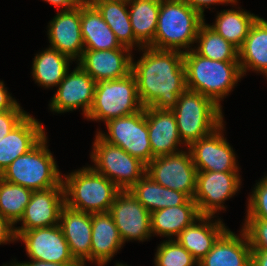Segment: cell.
Returning <instances> with one entry per match:
<instances>
[{
	"label": "cell",
	"mask_w": 267,
	"mask_h": 266,
	"mask_svg": "<svg viewBox=\"0 0 267 266\" xmlns=\"http://www.w3.org/2000/svg\"><path fill=\"white\" fill-rule=\"evenodd\" d=\"M243 225L251 249L267 251V220L245 219Z\"/></svg>",
	"instance_id": "obj_37"
},
{
	"label": "cell",
	"mask_w": 267,
	"mask_h": 266,
	"mask_svg": "<svg viewBox=\"0 0 267 266\" xmlns=\"http://www.w3.org/2000/svg\"><path fill=\"white\" fill-rule=\"evenodd\" d=\"M50 47L77 61L84 52L81 33V5L71 10H60L48 25Z\"/></svg>",
	"instance_id": "obj_18"
},
{
	"label": "cell",
	"mask_w": 267,
	"mask_h": 266,
	"mask_svg": "<svg viewBox=\"0 0 267 266\" xmlns=\"http://www.w3.org/2000/svg\"><path fill=\"white\" fill-rule=\"evenodd\" d=\"M240 185L239 171H197L193 200L197 204L199 213L214 216L217 211L224 210V201L234 196L239 191Z\"/></svg>",
	"instance_id": "obj_11"
},
{
	"label": "cell",
	"mask_w": 267,
	"mask_h": 266,
	"mask_svg": "<svg viewBox=\"0 0 267 266\" xmlns=\"http://www.w3.org/2000/svg\"><path fill=\"white\" fill-rule=\"evenodd\" d=\"M15 226L0 214V245L16 241Z\"/></svg>",
	"instance_id": "obj_39"
},
{
	"label": "cell",
	"mask_w": 267,
	"mask_h": 266,
	"mask_svg": "<svg viewBox=\"0 0 267 266\" xmlns=\"http://www.w3.org/2000/svg\"><path fill=\"white\" fill-rule=\"evenodd\" d=\"M140 50H144L140 60L134 62L132 57L131 73L141 104L144 108L173 109L187 90L183 52L150 46Z\"/></svg>",
	"instance_id": "obj_1"
},
{
	"label": "cell",
	"mask_w": 267,
	"mask_h": 266,
	"mask_svg": "<svg viewBox=\"0 0 267 266\" xmlns=\"http://www.w3.org/2000/svg\"><path fill=\"white\" fill-rule=\"evenodd\" d=\"M51 5L61 7V10H71L83 3L82 0H44Z\"/></svg>",
	"instance_id": "obj_43"
},
{
	"label": "cell",
	"mask_w": 267,
	"mask_h": 266,
	"mask_svg": "<svg viewBox=\"0 0 267 266\" xmlns=\"http://www.w3.org/2000/svg\"><path fill=\"white\" fill-rule=\"evenodd\" d=\"M123 242L109 212L92 213L91 262L105 266Z\"/></svg>",
	"instance_id": "obj_24"
},
{
	"label": "cell",
	"mask_w": 267,
	"mask_h": 266,
	"mask_svg": "<svg viewBox=\"0 0 267 266\" xmlns=\"http://www.w3.org/2000/svg\"><path fill=\"white\" fill-rule=\"evenodd\" d=\"M16 240L25 244L28 257L55 263H78L72 256L60 225L15 231Z\"/></svg>",
	"instance_id": "obj_13"
},
{
	"label": "cell",
	"mask_w": 267,
	"mask_h": 266,
	"mask_svg": "<svg viewBox=\"0 0 267 266\" xmlns=\"http://www.w3.org/2000/svg\"><path fill=\"white\" fill-rule=\"evenodd\" d=\"M49 104L53 112L64 113L81 107L84 117L87 116L94 102L96 81L90 77L78 64L57 86Z\"/></svg>",
	"instance_id": "obj_14"
},
{
	"label": "cell",
	"mask_w": 267,
	"mask_h": 266,
	"mask_svg": "<svg viewBox=\"0 0 267 266\" xmlns=\"http://www.w3.org/2000/svg\"><path fill=\"white\" fill-rule=\"evenodd\" d=\"M62 182L65 205L89 213L109 212L116 195L121 191L91 166L65 175Z\"/></svg>",
	"instance_id": "obj_4"
},
{
	"label": "cell",
	"mask_w": 267,
	"mask_h": 266,
	"mask_svg": "<svg viewBox=\"0 0 267 266\" xmlns=\"http://www.w3.org/2000/svg\"><path fill=\"white\" fill-rule=\"evenodd\" d=\"M193 49L201 56L216 61H238V49L205 22L200 26Z\"/></svg>",
	"instance_id": "obj_33"
},
{
	"label": "cell",
	"mask_w": 267,
	"mask_h": 266,
	"mask_svg": "<svg viewBox=\"0 0 267 266\" xmlns=\"http://www.w3.org/2000/svg\"><path fill=\"white\" fill-rule=\"evenodd\" d=\"M204 18L183 0H161L154 41L149 46L188 52L196 43L199 28L205 22Z\"/></svg>",
	"instance_id": "obj_3"
},
{
	"label": "cell",
	"mask_w": 267,
	"mask_h": 266,
	"mask_svg": "<svg viewBox=\"0 0 267 266\" xmlns=\"http://www.w3.org/2000/svg\"><path fill=\"white\" fill-rule=\"evenodd\" d=\"M33 191L0 178V214L13 225L22 218Z\"/></svg>",
	"instance_id": "obj_34"
},
{
	"label": "cell",
	"mask_w": 267,
	"mask_h": 266,
	"mask_svg": "<svg viewBox=\"0 0 267 266\" xmlns=\"http://www.w3.org/2000/svg\"><path fill=\"white\" fill-rule=\"evenodd\" d=\"M92 168L107 177L121 191L129 190L146 174V164L122 148L103 140L98 134L93 143Z\"/></svg>",
	"instance_id": "obj_8"
},
{
	"label": "cell",
	"mask_w": 267,
	"mask_h": 266,
	"mask_svg": "<svg viewBox=\"0 0 267 266\" xmlns=\"http://www.w3.org/2000/svg\"><path fill=\"white\" fill-rule=\"evenodd\" d=\"M78 65L96 82L116 80L131 73V50L121 46L110 50H84Z\"/></svg>",
	"instance_id": "obj_17"
},
{
	"label": "cell",
	"mask_w": 267,
	"mask_h": 266,
	"mask_svg": "<svg viewBox=\"0 0 267 266\" xmlns=\"http://www.w3.org/2000/svg\"><path fill=\"white\" fill-rule=\"evenodd\" d=\"M89 2L101 14L121 46L129 48L131 51L136 45L139 47L138 49L144 47L133 33L129 10H127L128 0H90Z\"/></svg>",
	"instance_id": "obj_28"
},
{
	"label": "cell",
	"mask_w": 267,
	"mask_h": 266,
	"mask_svg": "<svg viewBox=\"0 0 267 266\" xmlns=\"http://www.w3.org/2000/svg\"><path fill=\"white\" fill-rule=\"evenodd\" d=\"M251 266H267V251L252 250Z\"/></svg>",
	"instance_id": "obj_44"
},
{
	"label": "cell",
	"mask_w": 267,
	"mask_h": 266,
	"mask_svg": "<svg viewBox=\"0 0 267 266\" xmlns=\"http://www.w3.org/2000/svg\"><path fill=\"white\" fill-rule=\"evenodd\" d=\"M57 167L45 136L28 153L17 157L5 168L0 178L32 191L43 190L63 186L64 176H61Z\"/></svg>",
	"instance_id": "obj_5"
},
{
	"label": "cell",
	"mask_w": 267,
	"mask_h": 266,
	"mask_svg": "<svg viewBox=\"0 0 267 266\" xmlns=\"http://www.w3.org/2000/svg\"><path fill=\"white\" fill-rule=\"evenodd\" d=\"M146 174L161 186L183 192L191 199L195 196L197 169L189 150L153 158L146 165Z\"/></svg>",
	"instance_id": "obj_10"
},
{
	"label": "cell",
	"mask_w": 267,
	"mask_h": 266,
	"mask_svg": "<svg viewBox=\"0 0 267 266\" xmlns=\"http://www.w3.org/2000/svg\"><path fill=\"white\" fill-rule=\"evenodd\" d=\"M59 225L72 256L81 266H86V261L91 262L92 213L64 205Z\"/></svg>",
	"instance_id": "obj_19"
},
{
	"label": "cell",
	"mask_w": 267,
	"mask_h": 266,
	"mask_svg": "<svg viewBox=\"0 0 267 266\" xmlns=\"http://www.w3.org/2000/svg\"><path fill=\"white\" fill-rule=\"evenodd\" d=\"M186 2L190 7L198 11L203 17L204 15V8H210L212 4H229L236 5L238 2L237 0H183Z\"/></svg>",
	"instance_id": "obj_40"
},
{
	"label": "cell",
	"mask_w": 267,
	"mask_h": 266,
	"mask_svg": "<svg viewBox=\"0 0 267 266\" xmlns=\"http://www.w3.org/2000/svg\"><path fill=\"white\" fill-rule=\"evenodd\" d=\"M223 128L224 123L210 135L191 143L186 149L189 150L197 171H239L236 154L224 137Z\"/></svg>",
	"instance_id": "obj_15"
},
{
	"label": "cell",
	"mask_w": 267,
	"mask_h": 266,
	"mask_svg": "<svg viewBox=\"0 0 267 266\" xmlns=\"http://www.w3.org/2000/svg\"><path fill=\"white\" fill-rule=\"evenodd\" d=\"M65 205L64 186L33 191L15 231H26L59 224L60 212Z\"/></svg>",
	"instance_id": "obj_16"
},
{
	"label": "cell",
	"mask_w": 267,
	"mask_h": 266,
	"mask_svg": "<svg viewBox=\"0 0 267 266\" xmlns=\"http://www.w3.org/2000/svg\"><path fill=\"white\" fill-rule=\"evenodd\" d=\"M171 110L176 118L179 136L187 147L213 133L224 122L221 107L209 97L190 90L179 96Z\"/></svg>",
	"instance_id": "obj_6"
},
{
	"label": "cell",
	"mask_w": 267,
	"mask_h": 266,
	"mask_svg": "<svg viewBox=\"0 0 267 266\" xmlns=\"http://www.w3.org/2000/svg\"><path fill=\"white\" fill-rule=\"evenodd\" d=\"M109 213L119 230L123 244L126 241H145L152 236L151 213L134 197L129 190L120 191Z\"/></svg>",
	"instance_id": "obj_12"
},
{
	"label": "cell",
	"mask_w": 267,
	"mask_h": 266,
	"mask_svg": "<svg viewBox=\"0 0 267 266\" xmlns=\"http://www.w3.org/2000/svg\"><path fill=\"white\" fill-rule=\"evenodd\" d=\"M217 14L215 23L208 26L237 49L242 46L250 27L259 17L243 9H228Z\"/></svg>",
	"instance_id": "obj_32"
},
{
	"label": "cell",
	"mask_w": 267,
	"mask_h": 266,
	"mask_svg": "<svg viewBox=\"0 0 267 266\" xmlns=\"http://www.w3.org/2000/svg\"><path fill=\"white\" fill-rule=\"evenodd\" d=\"M145 115L152 156L155 158L181 151L178 146L184 143L179 136L173 111L145 107Z\"/></svg>",
	"instance_id": "obj_20"
},
{
	"label": "cell",
	"mask_w": 267,
	"mask_h": 266,
	"mask_svg": "<svg viewBox=\"0 0 267 266\" xmlns=\"http://www.w3.org/2000/svg\"><path fill=\"white\" fill-rule=\"evenodd\" d=\"M201 216L196 202L190 199L186 204L151 212V232L172 240Z\"/></svg>",
	"instance_id": "obj_25"
},
{
	"label": "cell",
	"mask_w": 267,
	"mask_h": 266,
	"mask_svg": "<svg viewBox=\"0 0 267 266\" xmlns=\"http://www.w3.org/2000/svg\"><path fill=\"white\" fill-rule=\"evenodd\" d=\"M238 61L243 76L252 69L267 77V20L258 17L252 24L238 49Z\"/></svg>",
	"instance_id": "obj_26"
},
{
	"label": "cell",
	"mask_w": 267,
	"mask_h": 266,
	"mask_svg": "<svg viewBox=\"0 0 267 266\" xmlns=\"http://www.w3.org/2000/svg\"><path fill=\"white\" fill-rule=\"evenodd\" d=\"M104 124L108 133L96 132L103 140L122 148L146 165L154 158L148 138L145 108L128 116L113 118Z\"/></svg>",
	"instance_id": "obj_9"
},
{
	"label": "cell",
	"mask_w": 267,
	"mask_h": 266,
	"mask_svg": "<svg viewBox=\"0 0 267 266\" xmlns=\"http://www.w3.org/2000/svg\"><path fill=\"white\" fill-rule=\"evenodd\" d=\"M45 136L42 123L28 114L0 140V174L17 157L34 148Z\"/></svg>",
	"instance_id": "obj_21"
},
{
	"label": "cell",
	"mask_w": 267,
	"mask_h": 266,
	"mask_svg": "<svg viewBox=\"0 0 267 266\" xmlns=\"http://www.w3.org/2000/svg\"><path fill=\"white\" fill-rule=\"evenodd\" d=\"M137 84L132 73L116 80L96 82L94 102L86 118L105 123L142 110Z\"/></svg>",
	"instance_id": "obj_7"
},
{
	"label": "cell",
	"mask_w": 267,
	"mask_h": 266,
	"mask_svg": "<svg viewBox=\"0 0 267 266\" xmlns=\"http://www.w3.org/2000/svg\"><path fill=\"white\" fill-rule=\"evenodd\" d=\"M81 33L84 50H110L121 47L109 25L90 2L81 4Z\"/></svg>",
	"instance_id": "obj_27"
},
{
	"label": "cell",
	"mask_w": 267,
	"mask_h": 266,
	"mask_svg": "<svg viewBox=\"0 0 267 266\" xmlns=\"http://www.w3.org/2000/svg\"><path fill=\"white\" fill-rule=\"evenodd\" d=\"M17 104L18 102L12 98L4 86V82L0 81V112L12 110Z\"/></svg>",
	"instance_id": "obj_41"
},
{
	"label": "cell",
	"mask_w": 267,
	"mask_h": 266,
	"mask_svg": "<svg viewBox=\"0 0 267 266\" xmlns=\"http://www.w3.org/2000/svg\"><path fill=\"white\" fill-rule=\"evenodd\" d=\"M214 217L216 216L202 215L178 234L175 239L192 254L197 262L212 249L219 237L227 230L221 219L212 222L211 219Z\"/></svg>",
	"instance_id": "obj_23"
},
{
	"label": "cell",
	"mask_w": 267,
	"mask_h": 266,
	"mask_svg": "<svg viewBox=\"0 0 267 266\" xmlns=\"http://www.w3.org/2000/svg\"><path fill=\"white\" fill-rule=\"evenodd\" d=\"M187 90L212 99L219 107L238 80L243 77L239 61H216L199 55L194 49L183 52Z\"/></svg>",
	"instance_id": "obj_2"
},
{
	"label": "cell",
	"mask_w": 267,
	"mask_h": 266,
	"mask_svg": "<svg viewBox=\"0 0 267 266\" xmlns=\"http://www.w3.org/2000/svg\"><path fill=\"white\" fill-rule=\"evenodd\" d=\"M246 211L245 219L267 220V175L256 183Z\"/></svg>",
	"instance_id": "obj_36"
},
{
	"label": "cell",
	"mask_w": 267,
	"mask_h": 266,
	"mask_svg": "<svg viewBox=\"0 0 267 266\" xmlns=\"http://www.w3.org/2000/svg\"><path fill=\"white\" fill-rule=\"evenodd\" d=\"M155 266H195L198 262L175 238L159 244L154 259Z\"/></svg>",
	"instance_id": "obj_35"
},
{
	"label": "cell",
	"mask_w": 267,
	"mask_h": 266,
	"mask_svg": "<svg viewBox=\"0 0 267 266\" xmlns=\"http://www.w3.org/2000/svg\"><path fill=\"white\" fill-rule=\"evenodd\" d=\"M14 263V264H13ZM11 265L3 266H81L79 263H55V262H45L40 260H30V262H13Z\"/></svg>",
	"instance_id": "obj_42"
},
{
	"label": "cell",
	"mask_w": 267,
	"mask_h": 266,
	"mask_svg": "<svg viewBox=\"0 0 267 266\" xmlns=\"http://www.w3.org/2000/svg\"><path fill=\"white\" fill-rule=\"evenodd\" d=\"M240 235L227 229L197 266H251L248 237L243 229Z\"/></svg>",
	"instance_id": "obj_22"
},
{
	"label": "cell",
	"mask_w": 267,
	"mask_h": 266,
	"mask_svg": "<svg viewBox=\"0 0 267 266\" xmlns=\"http://www.w3.org/2000/svg\"><path fill=\"white\" fill-rule=\"evenodd\" d=\"M129 191L150 213L186 204L191 199L183 192L161 186L147 174L140 178Z\"/></svg>",
	"instance_id": "obj_29"
},
{
	"label": "cell",
	"mask_w": 267,
	"mask_h": 266,
	"mask_svg": "<svg viewBox=\"0 0 267 266\" xmlns=\"http://www.w3.org/2000/svg\"><path fill=\"white\" fill-rule=\"evenodd\" d=\"M71 61L68 56L49 47L34 57L32 65L33 80L44 88L57 87L69 70Z\"/></svg>",
	"instance_id": "obj_30"
},
{
	"label": "cell",
	"mask_w": 267,
	"mask_h": 266,
	"mask_svg": "<svg viewBox=\"0 0 267 266\" xmlns=\"http://www.w3.org/2000/svg\"><path fill=\"white\" fill-rule=\"evenodd\" d=\"M160 1L128 0V10H130L128 12L133 33L144 47L154 41Z\"/></svg>",
	"instance_id": "obj_31"
},
{
	"label": "cell",
	"mask_w": 267,
	"mask_h": 266,
	"mask_svg": "<svg viewBox=\"0 0 267 266\" xmlns=\"http://www.w3.org/2000/svg\"><path fill=\"white\" fill-rule=\"evenodd\" d=\"M28 115L18 103L12 110L0 112V140Z\"/></svg>",
	"instance_id": "obj_38"
}]
</instances>
